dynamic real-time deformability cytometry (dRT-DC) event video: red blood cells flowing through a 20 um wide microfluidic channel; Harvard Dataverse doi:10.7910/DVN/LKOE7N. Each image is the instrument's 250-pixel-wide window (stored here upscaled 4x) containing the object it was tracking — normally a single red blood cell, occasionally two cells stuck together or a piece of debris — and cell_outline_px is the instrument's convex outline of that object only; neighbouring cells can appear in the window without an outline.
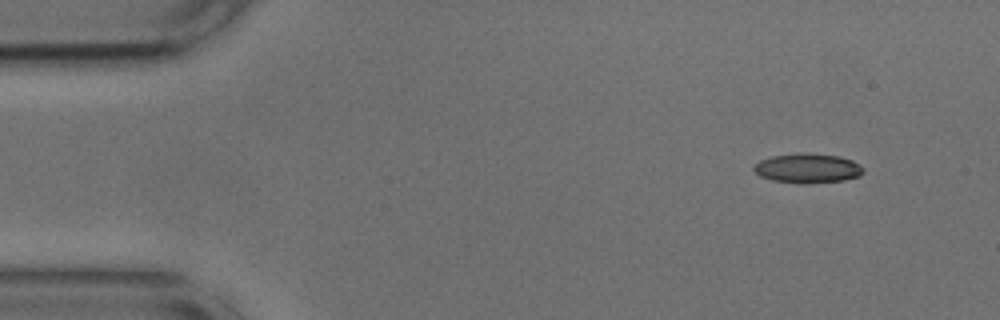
{"species": "common noctule bat (a hibernating species)", "species_latin": "Nyctalus noctula", "temperature_condition": "cold", "stored_images_in_passage": 49, "camera_frame_rate_fps": 3000, "um_per_image_px": 0.085, "animal": {"sex": "male", "body_mass_g": 17.9, "forearm_length_mm": 54.2}, "frame": {"image": 1, "passage_image": 1, "time_ms": 0.0, "image_size_px": [1000, 320], "cell_outline_px": [[864, 172], [860, 176], [844, 180], [804, 184], [800, 184], [772, 180], [760, 176], [752, 168], [760, 160], [772, 156], [800, 152], [808, 152], [840, 156], [852, 160], [864, 168]], "centroid_in_image_um": [68.66, 14.29], "position_along_channel_um": 16.3, "area_um2": 19.07}}
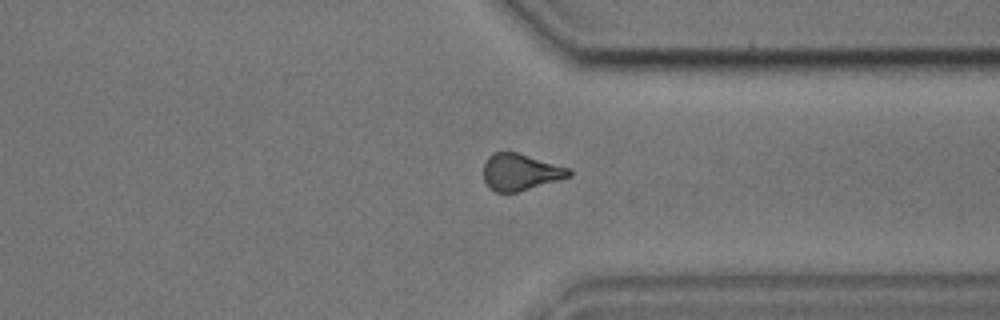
{"frame": {"image": 2, "passage_image": 36, "time_ms": 11.667, "image_size_px": [1000, 320], "cell_outline_px": [[572, 176], [516, 192], [496, 192], [488, 188], [484, 180], [484, 164], [488, 156], [492, 152], [516, 152], [572, 168]], "centroid_in_image_um": [44.24, 14.61], "position_along_channel_um": 367.2, "area_um2": 18.32}}
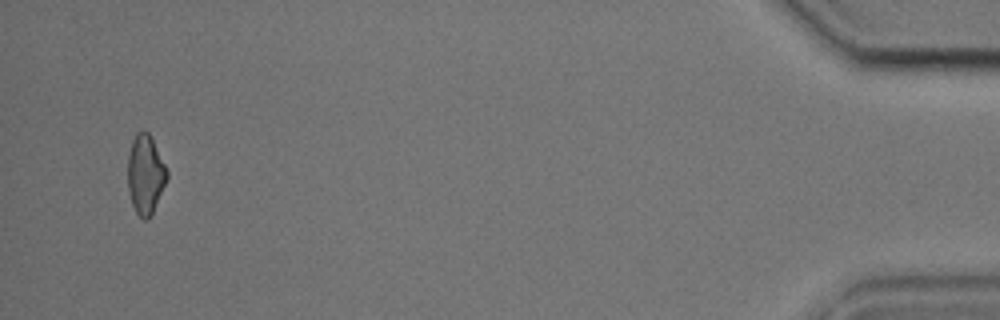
{"frame": {"image": 3, "passage_image": 47, "time_ms": 15.333, "image_size_px": [1000, 320], "cell_outline_px": [[168, 176], [152, 212], [148, 220], [144, 220], [136, 212], [132, 204], [128, 192], [128, 152], [132, 140], [136, 132], [140, 128], [144, 128], [148, 132], [168, 172]], "centroid_in_image_um": [12.32, 14.78], "position_along_channel_um": 422.9, "area_um2": 17.92}, "authors_computed_cell_mechanics": {"area_um2": 19.0162, "velocity_mm_per_s": 3.7716, "shape_relaxation_time_tau1_ms": null, "shape_relaxation_time_tau2_ms": 3.4591, "deformation_change_tau1": null, "deformation_change_tau2": 0.1017}}